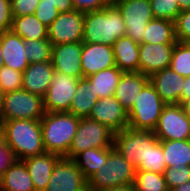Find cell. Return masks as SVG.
Returning a JSON list of instances; mask_svg holds the SVG:
<instances>
[{"mask_svg": "<svg viewBox=\"0 0 190 191\" xmlns=\"http://www.w3.org/2000/svg\"><path fill=\"white\" fill-rule=\"evenodd\" d=\"M16 160L14 152L6 143L5 137L0 131V178Z\"/></svg>", "mask_w": 190, "mask_h": 191, "instance_id": "40", "label": "cell"}, {"mask_svg": "<svg viewBox=\"0 0 190 191\" xmlns=\"http://www.w3.org/2000/svg\"><path fill=\"white\" fill-rule=\"evenodd\" d=\"M149 82L166 104H181L185 77L180 76L169 67L152 74Z\"/></svg>", "mask_w": 190, "mask_h": 191, "instance_id": "18", "label": "cell"}, {"mask_svg": "<svg viewBox=\"0 0 190 191\" xmlns=\"http://www.w3.org/2000/svg\"><path fill=\"white\" fill-rule=\"evenodd\" d=\"M81 53L82 42L52 45L51 62L54 70L82 79Z\"/></svg>", "mask_w": 190, "mask_h": 191, "instance_id": "15", "label": "cell"}, {"mask_svg": "<svg viewBox=\"0 0 190 191\" xmlns=\"http://www.w3.org/2000/svg\"><path fill=\"white\" fill-rule=\"evenodd\" d=\"M10 30L24 40L48 39L47 27L36 18L35 14L13 17Z\"/></svg>", "mask_w": 190, "mask_h": 191, "instance_id": "28", "label": "cell"}, {"mask_svg": "<svg viewBox=\"0 0 190 191\" xmlns=\"http://www.w3.org/2000/svg\"><path fill=\"white\" fill-rule=\"evenodd\" d=\"M12 19L11 0H0V33L11 29Z\"/></svg>", "mask_w": 190, "mask_h": 191, "instance_id": "43", "label": "cell"}, {"mask_svg": "<svg viewBox=\"0 0 190 191\" xmlns=\"http://www.w3.org/2000/svg\"><path fill=\"white\" fill-rule=\"evenodd\" d=\"M136 167L129 163L114 147L106 163L87 180L90 191H104L111 187L134 184Z\"/></svg>", "mask_w": 190, "mask_h": 191, "instance_id": "4", "label": "cell"}, {"mask_svg": "<svg viewBox=\"0 0 190 191\" xmlns=\"http://www.w3.org/2000/svg\"><path fill=\"white\" fill-rule=\"evenodd\" d=\"M0 131L17 160H24L45 153L40 120L0 121Z\"/></svg>", "mask_w": 190, "mask_h": 191, "instance_id": "1", "label": "cell"}, {"mask_svg": "<svg viewBox=\"0 0 190 191\" xmlns=\"http://www.w3.org/2000/svg\"><path fill=\"white\" fill-rule=\"evenodd\" d=\"M87 179L72 159L61 157L55 164L45 191H83Z\"/></svg>", "mask_w": 190, "mask_h": 191, "instance_id": "13", "label": "cell"}, {"mask_svg": "<svg viewBox=\"0 0 190 191\" xmlns=\"http://www.w3.org/2000/svg\"><path fill=\"white\" fill-rule=\"evenodd\" d=\"M122 73L117 66L101 70L86 77L88 79V87H91L93 94L99 99L114 96Z\"/></svg>", "mask_w": 190, "mask_h": 191, "instance_id": "25", "label": "cell"}, {"mask_svg": "<svg viewBox=\"0 0 190 191\" xmlns=\"http://www.w3.org/2000/svg\"><path fill=\"white\" fill-rule=\"evenodd\" d=\"M54 71L51 61L31 63L22 73V89L44 97Z\"/></svg>", "mask_w": 190, "mask_h": 191, "instance_id": "20", "label": "cell"}, {"mask_svg": "<svg viewBox=\"0 0 190 191\" xmlns=\"http://www.w3.org/2000/svg\"><path fill=\"white\" fill-rule=\"evenodd\" d=\"M166 103L160 98L154 86L148 82L132 109L128 112V127L133 129L154 130Z\"/></svg>", "mask_w": 190, "mask_h": 191, "instance_id": "5", "label": "cell"}, {"mask_svg": "<svg viewBox=\"0 0 190 191\" xmlns=\"http://www.w3.org/2000/svg\"><path fill=\"white\" fill-rule=\"evenodd\" d=\"M166 168L162 144L160 143V140H158L154 145H149L144 159L136 167V170L152 171L164 174Z\"/></svg>", "mask_w": 190, "mask_h": 191, "instance_id": "31", "label": "cell"}, {"mask_svg": "<svg viewBox=\"0 0 190 191\" xmlns=\"http://www.w3.org/2000/svg\"><path fill=\"white\" fill-rule=\"evenodd\" d=\"M178 2L179 7L182 10H190V0H175Z\"/></svg>", "mask_w": 190, "mask_h": 191, "instance_id": "47", "label": "cell"}, {"mask_svg": "<svg viewBox=\"0 0 190 191\" xmlns=\"http://www.w3.org/2000/svg\"><path fill=\"white\" fill-rule=\"evenodd\" d=\"M98 100L99 98L93 94L91 87H88V79L83 77L77 84L68 112L78 118H87Z\"/></svg>", "mask_w": 190, "mask_h": 191, "instance_id": "30", "label": "cell"}, {"mask_svg": "<svg viewBox=\"0 0 190 191\" xmlns=\"http://www.w3.org/2000/svg\"><path fill=\"white\" fill-rule=\"evenodd\" d=\"M182 106L187 113V116L190 118V98L187 101L183 102Z\"/></svg>", "mask_w": 190, "mask_h": 191, "instance_id": "49", "label": "cell"}, {"mask_svg": "<svg viewBox=\"0 0 190 191\" xmlns=\"http://www.w3.org/2000/svg\"><path fill=\"white\" fill-rule=\"evenodd\" d=\"M104 191H136V188L134 184H124V185L111 187Z\"/></svg>", "mask_w": 190, "mask_h": 191, "instance_id": "46", "label": "cell"}, {"mask_svg": "<svg viewBox=\"0 0 190 191\" xmlns=\"http://www.w3.org/2000/svg\"><path fill=\"white\" fill-rule=\"evenodd\" d=\"M114 134L108 126L97 120L80 118L77 132L65 158L73 159L77 154L91 148L114 147Z\"/></svg>", "mask_w": 190, "mask_h": 191, "instance_id": "6", "label": "cell"}, {"mask_svg": "<svg viewBox=\"0 0 190 191\" xmlns=\"http://www.w3.org/2000/svg\"><path fill=\"white\" fill-rule=\"evenodd\" d=\"M159 139L153 130L133 129L127 127L114 134V148L133 166L137 167L144 159L149 145Z\"/></svg>", "mask_w": 190, "mask_h": 191, "instance_id": "8", "label": "cell"}, {"mask_svg": "<svg viewBox=\"0 0 190 191\" xmlns=\"http://www.w3.org/2000/svg\"><path fill=\"white\" fill-rule=\"evenodd\" d=\"M83 191H90V190L88 189V186H87Z\"/></svg>", "mask_w": 190, "mask_h": 191, "instance_id": "52", "label": "cell"}, {"mask_svg": "<svg viewBox=\"0 0 190 191\" xmlns=\"http://www.w3.org/2000/svg\"><path fill=\"white\" fill-rule=\"evenodd\" d=\"M0 87L4 94L22 89V72L2 66L0 68Z\"/></svg>", "mask_w": 190, "mask_h": 191, "instance_id": "36", "label": "cell"}, {"mask_svg": "<svg viewBox=\"0 0 190 191\" xmlns=\"http://www.w3.org/2000/svg\"><path fill=\"white\" fill-rule=\"evenodd\" d=\"M111 2L112 0H72L75 10L82 13L102 10Z\"/></svg>", "mask_w": 190, "mask_h": 191, "instance_id": "42", "label": "cell"}, {"mask_svg": "<svg viewBox=\"0 0 190 191\" xmlns=\"http://www.w3.org/2000/svg\"><path fill=\"white\" fill-rule=\"evenodd\" d=\"M153 131L159 140H190V118L182 104H166Z\"/></svg>", "mask_w": 190, "mask_h": 191, "instance_id": "10", "label": "cell"}, {"mask_svg": "<svg viewBox=\"0 0 190 191\" xmlns=\"http://www.w3.org/2000/svg\"><path fill=\"white\" fill-rule=\"evenodd\" d=\"M125 22V36L137 43H143L147 24L154 19L150 0H112Z\"/></svg>", "mask_w": 190, "mask_h": 191, "instance_id": "9", "label": "cell"}, {"mask_svg": "<svg viewBox=\"0 0 190 191\" xmlns=\"http://www.w3.org/2000/svg\"><path fill=\"white\" fill-rule=\"evenodd\" d=\"M164 178L167 188L171 191L173 188L190 181V166H182L179 169L168 167L164 171Z\"/></svg>", "mask_w": 190, "mask_h": 191, "instance_id": "37", "label": "cell"}, {"mask_svg": "<svg viewBox=\"0 0 190 191\" xmlns=\"http://www.w3.org/2000/svg\"><path fill=\"white\" fill-rule=\"evenodd\" d=\"M113 147L91 148L77 154L72 160L88 180L92 174L101 169L106 163L109 152Z\"/></svg>", "mask_w": 190, "mask_h": 191, "instance_id": "29", "label": "cell"}, {"mask_svg": "<svg viewBox=\"0 0 190 191\" xmlns=\"http://www.w3.org/2000/svg\"><path fill=\"white\" fill-rule=\"evenodd\" d=\"M0 191H35L23 160L15 163L1 176Z\"/></svg>", "mask_w": 190, "mask_h": 191, "instance_id": "24", "label": "cell"}, {"mask_svg": "<svg viewBox=\"0 0 190 191\" xmlns=\"http://www.w3.org/2000/svg\"><path fill=\"white\" fill-rule=\"evenodd\" d=\"M171 191H190V181L173 188Z\"/></svg>", "mask_w": 190, "mask_h": 191, "instance_id": "48", "label": "cell"}, {"mask_svg": "<svg viewBox=\"0 0 190 191\" xmlns=\"http://www.w3.org/2000/svg\"><path fill=\"white\" fill-rule=\"evenodd\" d=\"M175 36L178 42L190 43V10H182L174 20Z\"/></svg>", "mask_w": 190, "mask_h": 191, "instance_id": "38", "label": "cell"}, {"mask_svg": "<svg viewBox=\"0 0 190 191\" xmlns=\"http://www.w3.org/2000/svg\"><path fill=\"white\" fill-rule=\"evenodd\" d=\"M149 82V76L141 72H123L115 89L114 97L129 112L137 96Z\"/></svg>", "mask_w": 190, "mask_h": 191, "instance_id": "21", "label": "cell"}, {"mask_svg": "<svg viewBox=\"0 0 190 191\" xmlns=\"http://www.w3.org/2000/svg\"><path fill=\"white\" fill-rule=\"evenodd\" d=\"M61 158L56 153L44 154L24 159L28 173L30 174L35 191H45L49 183L53 168Z\"/></svg>", "mask_w": 190, "mask_h": 191, "instance_id": "22", "label": "cell"}, {"mask_svg": "<svg viewBox=\"0 0 190 191\" xmlns=\"http://www.w3.org/2000/svg\"><path fill=\"white\" fill-rule=\"evenodd\" d=\"M40 0H11L12 17L34 14Z\"/></svg>", "mask_w": 190, "mask_h": 191, "instance_id": "41", "label": "cell"}, {"mask_svg": "<svg viewBox=\"0 0 190 191\" xmlns=\"http://www.w3.org/2000/svg\"><path fill=\"white\" fill-rule=\"evenodd\" d=\"M80 118L69 112H45L40 119L45 152L65 157L75 136Z\"/></svg>", "mask_w": 190, "mask_h": 191, "instance_id": "3", "label": "cell"}, {"mask_svg": "<svg viewBox=\"0 0 190 191\" xmlns=\"http://www.w3.org/2000/svg\"><path fill=\"white\" fill-rule=\"evenodd\" d=\"M3 55H2V49H1V33H0V68L3 66Z\"/></svg>", "mask_w": 190, "mask_h": 191, "instance_id": "51", "label": "cell"}, {"mask_svg": "<svg viewBox=\"0 0 190 191\" xmlns=\"http://www.w3.org/2000/svg\"><path fill=\"white\" fill-rule=\"evenodd\" d=\"M40 3L53 4L56 6L60 13L69 12L75 9L72 0H40Z\"/></svg>", "mask_w": 190, "mask_h": 191, "instance_id": "44", "label": "cell"}, {"mask_svg": "<svg viewBox=\"0 0 190 191\" xmlns=\"http://www.w3.org/2000/svg\"><path fill=\"white\" fill-rule=\"evenodd\" d=\"M1 49L3 66L23 71L30 65L25 54L24 39L11 30L1 32Z\"/></svg>", "mask_w": 190, "mask_h": 191, "instance_id": "19", "label": "cell"}, {"mask_svg": "<svg viewBox=\"0 0 190 191\" xmlns=\"http://www.w3.org/2000/svg\"><path fill=\"white\" fill-rule=\"evenodd\" d=\"M29 63L51 61L52 44L48 39L24 40Z\"/></svg>", "mask_w": 190, "mask_h": 191, "instance_id": "34", "label": "cell"}, {"mask_svg": "<svg viewBox=\"0 0 190 191\" xmlns=\"http://www.w3.org/2000/svg\"><path fill=\"white\" fill-rule=\"evenodd\" d=\"M85 13L77 10L59 13L47 28L48 40L52 45L82 42Z\"/></svg>", "mask_w": 190, "mask_h": 191, "instance_id": "12", "label": "cell"}, {"mask_svg": "<svg viewBox=\"0 0 190 191\" xmlns=\"http://www.w3.org/2000/svg\"><path fill=\"white\" fill-rule=\"evenodd\" d=\"M3 97H4V92L0 87V118H1V110H2V104H3Z\"/></svg>", "mask_w": 190, "mask_h": 191, "instance_id": "50", "label": "cell"}, {"mask_svg": "<svg viewBox=\"0 0 190 191\" xmlns=\"http://www.w3.org/2000/svg\"><path fill=\"white\" fill-rule=\"evenodd\" d=\"M134 185L136 191H169L164 174L136 170Z\"/></svg>", "mask_w": 190, "mask_h": 191, "instance_id": "32", "label": "cell"}, {"mask_svg": "<svg viewBox=\"0 0 190 191\" xmlns=\"http://www.w3.org/2000/svg\"><path fill=\"white\" fill-rule=\"evenodd\" d=\"M45 114L43 97L24 89L4 94L0 121L40 120Z\"/></svg>", "mask_w": 190, "mask_h": 191, "instance_id": "7", "label": "cell"}, {"mask_svg": "<svg viewBox=\"0 0 190 191\" xmlns=\"http://www.w3.org/2000/svg\"><path fill=\"white\" fill-rule=\"evenodd\" d=\"M80 78L54 71L43 97L45 112H68Z\"/></svg>", "mask_w": 190, "mask_h": 191, "instance_id": "11", "label": "cell"}, {"mask_svg": "<svg viewBox=\"0 0 190 191\" xmlns=\"http://www.w3.org/2000/svg\"><path fill=\"white\" fill-rule=\"evenodd\" d=\"M113 52L122 72H139V43L127 36L120 37L113 44Z\"/></svg>", "mask_w": 190, "mask_h": 191, "instance_id": "23", "label": "cell"}, {"mask_svg": "<svg viewBox=\"0 0 190 191\" xmlns=\"http://www.w3.org/2000/svg\"><path fill=\"white\" fill-rule=\"evenodd\" d=\"M150 4L155 18L174 22L181 12L179 4L175 0H150Z\"/></svg>", "mask_w": 190, "mask_h": 191, "instance_id": "35", "label": "cell"}, {"mask_svg": "<svg viewBox=\"0 0 190 191\" xmlns=\"http://www.w3.org/2000/svg\"><path fill=\"white\" fill-rule=\"evenodd\" d=\"M190 98V76L185 77V82L183 85L182 95H181V104L187 101Z\"/></svg>", "mask_w": 190, "mask_h": 191, "instance_id": "45", "label": "cell"}, {"mask_svg": "<svg viewBox=\"0 0 190 191\" xmlns=\"http://www.w3.org/2000/svg\"><path fill=\"white\" fill-rule=\"evenodd\" d=\"M125 34V22L112 2L102 10L85 13L82 42L113 46L115 41Z\"/></svg>", "mask_w": 190, "mask_h": 191, "instance_id": "2", "label": "cell"}, {"mask_svg": "<svg viewBox=\"0 0 190 191\" xmlns=\"http://www.w3.org/2000/svg\"><path fill=\"white\" fill-rule=\"evenodd\" d=\"M175 44H139V72L147 76L170 67Z\"/></svg>", "mask_w": 190, "mask_h": 191, "instance_id": "17", "label": "cell"}, {"mask_svg": "<svg viewBox=\"0 0 190 191\" xmlns=\"http://www.w3.org/2000/svg\"><path fill=\"white\" fill-rule=\"evenodd\" d=\"M116 66L113 46L82 42L81 68L83 77Z\"/></svg>", "mask_w": 190, "mask_h": 191, "instance_id": "16", "label": "cell"}, {"mask_svg": "<svg viewBox=\"0 0 190 191\" xmlns=\"http://www.w3.org/2000/svg\"><path fill=\"white\" fill-rule=\"evenodd\" d=\"M170 68L182 77L190 76V43H175Z\"/></svg>", "mask_w": 190, "mask_h": 191, "instance_id": "33", "label": "cell"}, {"mask_svg": "<svg viewBox=\"0 0 190 191\" xmlns=\"http://www.w3.org/2000/svg\"><path fill=\"white\" fill-rule=\"evenodd\" d=\"M166 167L179 169L190 164V140H160Z\"/></svg>", "mask_w": 190, "mask_h": 191, "instance_id": "26", "label": "cell"}, {"mask_svg": "<svg viewBox=\"0 0 190 191\" xmlns=\"http://www.w3.org/2000/svg\"><path fill=\"white\" fill-rule=\"evenodd\" d=\"M88 118L97 120L114 132L127 128L129 123L128 111L114 96L100 98L91 109Z\"/></svg>", "mask_w": 190, "mask_h": 191, "instance_id": "14", "label": "cell"}, {"mask_svg": "<svg viewBox=\"0 0 190 191\" xmlns=\"http://www.w3.org/2000/svg\"><path fill=\"white\" fill-rule=\"evenodd\" d=\"M174 22L167 19L154 18L144 32L143 43L150 44H175Z\"/></svg>", "mask_w": 190, "mask_h": 191, "instance_id": "27", "label": "cell"}, {"mask_svg": "<svg viewBox=\"0 0 190 191\" xmlns=\"http://www.w3.org/2000/svg\"><path fill=\"white\" fill-rule=\"evenodd\" d=\"M59 13L55 5L39 3L34 14L36 18L48 28L57 19Z\"/></svg>", "mask_w": 190, "mask_h": 191, "instance_id": "39", "label": "cell"}]
</instances>
